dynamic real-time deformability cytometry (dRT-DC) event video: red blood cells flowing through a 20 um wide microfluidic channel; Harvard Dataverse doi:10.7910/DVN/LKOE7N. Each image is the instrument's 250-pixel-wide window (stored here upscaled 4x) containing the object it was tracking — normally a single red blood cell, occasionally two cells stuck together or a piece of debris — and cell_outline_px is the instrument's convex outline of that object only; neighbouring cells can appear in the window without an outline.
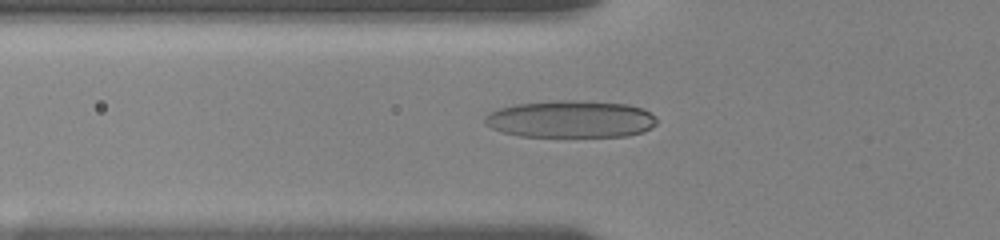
{"species": "human", "species_latin": "Homo sapiens", "temperature_condition": "room temperature", "stored_images_in_passage": 46, "camera_frame_rate_fps": 3000, "um_per_image_px": 0.085, "donor": {"sex": "female"}, "frame": {"image": 1, "passage_image": 16, "time_ms": 5.0, "image_size_px": [1000, 240], "cell_outline_px": [[656, 124], [652, 128], [628, 136], [520, 136], [504, 132], [492, 128], [484, 124], [484, 116], [488, 112], [500, 108], [516, 104], [552, 100], [576, 100], [628, 104], [644, 108], [656, 116]], "centroid_in_image_um": [48.51, 10.11], "position_along_channel_um": 77.3, "area_um2": 37.45}}
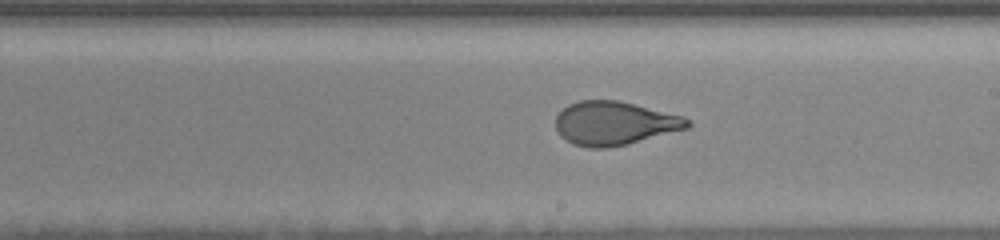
{"frame": {"image": 2, "passage_image": 25, "time_ms": 9.333, "image_size_px": [1000, 240], "cell_outline_px": [[692, 124], [688, 128], [628, 144], [608, 148], [588, 148], [572, 144], [564, 140], [556, 132], [556, 116], [568, 104], [580, 100], [616, 100], [684, 116]], "centroid_in_image_um": [52.19, 10.49], "position_along_channel_um": 236.8, "area_um2": 33.64}}
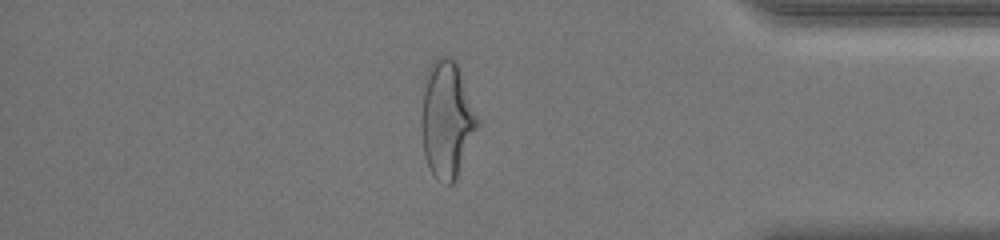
{"frame": {"image": 3, "passage_image": 39, "time_ms": 14.333, "image_size_px": [1000, 240], "cell_outline_px": [[480, 124], [456, 180], [452, 184], [448, 184], [436, 180], [428, 168], [424, 156], [420, 132], [420, 116], [428, 68], [432, 60], [440, 56], [448, 56], [456, 60]], "centroid_in_image_um": [37.96, 10.2], "position_along_channel_um": 397.2, "area_um2": 38.55}, "authors_computed_cell_mechanics": {"area_um2": 34.4488, "velocity_mm_per_s": 3.6504, "shape_relaxation_time_tau1_ms": 4.7737, "shape_relaxation_time_tau2_ms": 1.008, "deformation_change_tau1": 0.2024, "deformation_change_tau2": 0.0745}}